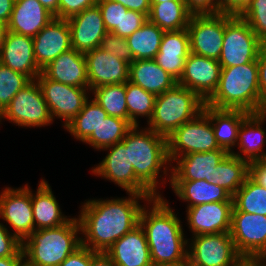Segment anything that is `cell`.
<instances>
[{
  "mask_svg": "<svg viewBox=\"0 0 266 266\" xmlns=\"http://www.w3.org/2000/svg\"><path fill=\"white\" fill-rule=\"evenodd\" d=\"M190 54V38L187 28L164 32L155 62L177 81L180 79L187 56Z\"/></svg>",
  "mask_w": 266,
  "mask_h": 266,
  "instance_id": "24",
  "label": "cell"
},
{
  "mask_svg": "<svg viewBox=\"0 0 266 266\" xmlns=\"http://www.w3.org/2000/svg\"><path fill=\"white\" fill-rule=\"evenodd\" d=\"M249 177L266 189V164L262 160L250 162Z\"/></svg>",
  "mask_w": 266,
  "mask_h": 266,
  "instance_id": "50",
  "label": "cell"
},
{
  "mask_svg": "<svg viewBox=\"0 0 266 266\" xmlns=\"http://www.w3.org/2000/svg\"><path fill=\"white\" fill-rule=\"evenodd\" d=\"M122 4L129 10L140 12L149 16L151 10L150 0H111Z\"/></svg>",
  "mask_w": 266,
  "mask_h": 266,
  "instance_id": "52",
  "label": "cell"
},
{
  "mask_svg": "<svg viewBox=\"0 0 266 266\" xmlns=\"http://www.w3.org/2000/svg\"><path fill=\"white\" fill-rule=\"evenodd\" d=\"M170 185L174 193L188 203L187 208L211 202H233V196L223 187L206 180L170 181Z\"/></svg>",
  "mask_w": 266,
  "mask_h": 266,
  "instance_id": "31",
  "label": "cell"
},
{
  "mask_svg": "<svg viewBox=\"0 0 266 266\" xmlns=\"http://www.w3.org/2000/svg\"><path fill=\"white\" fill-rule=\"evenodd\" d=\"M262 161L266 164V154H265L264 158L262 159Z\"/></svg>",
  "mask_w": 266,
  "mask_h": 266,
  "instance_id": "64",
  "label": "cell"
},
{
  "mask_svg": "<svg viewBox=\"0 0 266 266\" xmlns=\"http://www.w3.org/2000/svg\"><path fill=\"white\" fill-rule=\"evenodd\" d=\"M89 89L103 85L122 84L129 80V63L100 47L85 53Z\"/></svg>",
  "mask_w": 266,
  "mask_h": 266,
  "instance_id": "18",
  "label": "cell"
},
{
  "mask_svg": "<svg viewBox=\"0 0 266 266\" xmlns=\"http://www.w3.org/2000/svg\"><path fill=\"white\" fill-rule=\"evenodd\" d=\"M34 231L44 228H55L67 223L71 218L62 214L59 203L54 196L50 184L42 179L36 193L31 191Z\"/></svg>",
  "mask_w": 266,
  "mask_h": 266,
  "instance_id": "29",
  "label": "cell"
},
{
  "mask_svg": "<svg viewBox=\"0 0 266 266\" xmlns=\"http://www.w3.org/2000/svg\"><path fill=\"white\" fill-rule=\"evenodd\" d=\"M258 79L257 60L221 68L218 87L205 104L217 109L259 113L263 99L260 96Z\"/></svg>",
  "mask_w": 266,
  "mask_h": 266,
  "instance_id": "4",
  "label": "cell"
},
{
  "mask_svg": "<svg viewBox=\"0 0 266 266\" xmlns=\"http://www.w3.org/2000/svg\"><path fill=\"white\" fill-rule=\"evenodd\" d=\"M47 103L52 120H63L65 127L89 99V88L75 87L49 79L43 72L36 78ZM88 93V94H87Z\"/></svg>",
  "mask_w": 266,
  "mask_h": 266,
  "instance_id": "10",
  "label": "cell"
},
{
  "mask_svg": "<svg viewBox=\"0 0 266 266\" xmlns=\"http://www.w3.org/2000/svg\"><path fill=\"white\" fill-rule=\"evenodd\" d=\"M24 257L22 248L12 257L0 258V266H16L17 263Z\"/></svg>",
  "mask_w": 266,
  "mask_h": 266,
  "instance_id": "56",
  "label": "cell"
},
{
  "mask_svg": "<svg viewBox=\"0 0 266 266\" xmlns=\"http://www.w3.org/2000/svg\"><path fill=\"white\" fill-rule=\"evenodd\" d=\"M147 20L148 16L146 14L128 9L126 13H123L121 30H114L112 33L122 38H127L137 29H140Z\"/></svg>",
  "mask_w": 266,
  "mask_h": 266,
  "instance_id": "44",
  "label": "cell"
},
{
  "mask_svg": "<svg viewBox=\"0 0 266 266\" xmlns=\"http://www.w3.org/2000/svg\"><path fill=\"white\" fill-rule=\"evenodd\" d=\"M230 234L240 255L266 256V216L232 211Z\"/></svg>",
  "mask_w": 266,
  "mask_h": 266,
  "instance_id": "15",
  "label": "cell"
},
{
  "mask_svg": "<svg viewBox=\"0 0 266 266\" xmlns=\"http://www.w3.org/2000/svg\"><path fill=\"white\" fill-rule=\"evenodd\" d=\"M50 13L58 18V2L59 0H38Z\"/></svg>",
  "mask_w": 266,
  "mask_h": 266,
  "instance_id": "57",
  "label": "cell"
},
{
  "mask_svg": "<svg viewBox=\"0 0 266 266\" xmlns=\"http://www.w3.org/2000/svg\"><path fill=\"white\" fill-rule=\"evenodd\" d=\"M153 203V204H152ZM143 205L139 224L144 229L153 266L176 265L187 261L188 240L181 220L162 196ZM150 207V209L148 208Z\"/></svg>",
  "mask_w": 266,
  "mask_h": 266,
  "instance_id": "2",
  "label": "cell"
},
{
  "mask_svg": "<svg viewBox=\"0 0 266 266\" xmlns=\"http://www.w3.org/2000/svg\"><path fill=\"white\" fill-rule=\"evenodd\" d=\"M164 31L147 20L140 29L126 38L134 60L154 59L159 52Z\"/></svg>",
  "mask_w": 266,
  "mask_h": 266,
  "instance_id": "34",
  "label": "cell"
},
{
  "mask_svg": "<svg viewBox=\"0 0 266 266\" xmlns=\"http://www.w3.org/2000/svg\"><path fill=\"white\" fill-rule=\"evenodd\" d=\"M100 48L129 64L133 62V56L128 47L126 38L117 36L112 32L106 33L102 39Z\"/></svg>",
  "mask_w": 266,
  "mask_h": 266,
  "instance_id": "43",
  "label": "cell"
},
{
  "mask_svg": "<svg viewBox=\"0 0 266 266\" xmlns=\"http://www.w3.org/2000/svg\"><path fill=\"white\" fill-rule=\"evenodd\" d=\"M220 72L218 60L190 53L177 84L195 92L206 102L218 87Z\"/></svg>",
  "mask_w": 266,
  "mask_h": 266,
  "instance_id": "16",
  "label": "cell"
},
{
  "mask_svg": "<svg viewBox=\"0 0 266 266\" xmlns=\"http://www.w3.org/2000/svg\"><path fill=\"white\" fill-rule=\"evenodd\" d=\"M248 176L249 163L230 153L215 167L210 183L223 187L233 196Z\"/></svg>",
  "mask_w": 266,
  "mask_h": 266,
  "instance_id": "33",
  "label": "cell"
},
{
  "mask_svg": "<svg viewBox=\"0 0 266 266\" xmlns=\"http://www.w3.org/2000/svg\"><path fill=\"white\" fill-rule=\"evenodd\" d=\"M128 81L156 96L177 84V80L163 70L154 59L134 60L129 65Z\"/></svg>",
  "mask_w": 266,
  "mask_h": 266,
  "instance_id": "30",
  "label": "cell"
},
{
  "mask_svg": "<svg viewBox=\"0 0 266 266\" xmlns=\"http://www.w3.org/2000/svg\"><path fill=\"white\" fill-rule=\"evenodd\" d=\"M91 93L94 94L93 99L109 116L118 117L128 121L125 83L103 85L94 88Z\"/></svg>",
  "mask_w": 266,
  "mask_h": 266,
  "instance_id": "39",
  "label": "cell"
},
{
  "mask_svg": "<svg viewBox=\"0 0 266 266\" xmlns=\"http://www.w3.org/2000/svg\"><path fill=\"white\" fill-rule=\"evenodd\" d=\"M121 143L128 150L129 163L133 166L136 178L154 196H162L157 192V184H160L157 178L163 176H159L161 169H164L161 173L165 175L169 172L167 137L147 127L140 130L139 126H133Z\"/></svg>",
  "mask_w": 266,
  "mask_h": 266,
  "instance_id": "3",
  "label": "cell"
},
{
  "mask_svg": "<svg viewBox=\"0 0 266 266\" xmlns=\"http://www.w3.org/2000/svg\"><path fill=\"white\" fill-rule=\"evenodd\" d=\"M1 119L3 118H2V111L0 110V122H1Z\"/></svg>",
  "mask_w": 266,
  "mask_h": 266,
  "instance_id": "65",
  "label": "cell"
},
{
  "mask_svg": "<svg viewBox=\"0 0 266 266\" xmlns=\"http://www.w3.org/2000/svg\"><path fill=\"white\" fill-rule=\"evenodd\" d=\"M31 80L0 63V110L3 111L12 98Z\"/></svg>",
  "mask_w": 266,
  "mask_h": 266,
  "instance_id": "40",
  "label": "cell"
},
{
  "mask_svg": "<svg viewBox=\"0 0 266 266\" xmlns=\"http://www.w3.org/2000/svg\"><path fill=\"white\" fill-rule=\"evenodd\" d=\"M205 102L191 90L176 84L157 95L149 129L168 137L184 123L194 119L203 111Z\"/></svg>",
  "mask_w": 266,
  "mask_h": 266,
  "instance_id": "6",
  "label": "cell"
},
{
  "mask_svg": "<svg viewBox=\"0 0 266 266\" xmlns=\"http://www.w3.org/2000/svg\"><path fill=\"white\" fill-rule=\"evenodd\" d=\"M98 0H59L58 19H68L83 10L97 5Z\"/></svg>",
  "mask_w": 266,
  "mask_h": 266,
  "instance_id": "45",
  "label": "cell"
},
{
  "mask_svg": "<svg viewBox=\"0 0 266 266\" xmlns=\"http://www.w3.org/2000/svg\"><path fill=\"white\" fill-rule=\"evenodd\" d=\"M33 46L36 63L41 69L63 52L70 50L71 32L67 19L54 17L33 37Z\"/></svg>",
  "mask_w": 266,
  "mask_h": 266,
  "instance_id": "20",
  "label": "cell"
},
{
  "mask_svg": "<svg viewBox=\"0 0 266 266\" xmlns=\"http://www.w3.org/2000/svg\"><path fill=\"white\" fill-rule=\"evenodd\" d=\"M2 118L20 127H42L53 122L41 88L36 80H31L18 91L2 111Z\"/></svg>",
  "mask_w": 266,
  "mask_h": 266,
  "instance_id": "9",
  "label": "cell"
},
{
  "mask_svg": "<svg viewBox=\"0 0 266 266\" xmlns=\"http://www.w3.org/2000/svg\"><path fill=\"white\" fill-rule=\"evenodd\" d=\"M80 232L76 217L59 227L35 230L22 241L23 255L34 266H59L82 246Z\"/></svg>",
  "mask_w": 266,
  "mask_h": 266,
  "instance_id": "5",
  "label": "cell"
},
{
  "mask_svg": "<svg viewBox=\"0 0 266 266\" xmlns=\"http://www.w3.org/2000/svg\"><path fill=\"white\" fill-rule=\"evenodd\" d=\"M42 72L51 80L75 87L89 88L85 54L74 48L59 55L42 69Z\"/></svg>",
  "mask_w": 266,
  "mask_h": 266,
  "instance_id": "25",
  "label": "cell"
},
{
  "mask_svg": "<svg viewBox=\"0 0 266 266\" xmlns=\"http://www.w3.org/2000/svg\"><path fill=\"white\" fill-rule=\"evenodd\" d=\"M15 0H0V20L8 23Z\"/></svg>",
  "mask_w": 266,
  "mask_h": 266,
  "instance_id": "54",
  "label": "cell"
},
{
  "mask_svg": "<svg viewBox=\"0 0 266 266\" xmlns=\"http://www.w3.org/2000/svg\"><path fill=\"white\" fill-rule=\"evenodd\" d=\"M71 32V46L81 53L100 47L108 32L98 5L87 8L67 19Z\"/></svg>",
  "mask_w": 266,
  "mask_h": 266,
  "instance_id": "19",
  "label": "cell"
},
{
  "mask_svg": "<svg viewBox=\"0 0 266 266\" xmlns=\"http://www.w3.org/2000/svg\"><path fill=\"white\" fill-rule=\"evenodd\" d=\"M240 17L262 42L266 40V0H249L248 7Z\"/></svg>",
  "mask_w": 266,
  "mask_h": 266,
  "instance_id": "41",
  "label": "cell"
},
{
  "mask_svg": "<svg viewBox=\"0 0 266 266\" xmlns=\"http://www.w3.org/2000/svg\"><path fill=\"white\" fill-rule=\"evenodd\" d=\"M191 15H216L220 13V0H184Z\"/></svg>",
  "mask_w": 266,
  "mask_h": 266,
  "instance_id": "47",
  "label": "cell"
},
{
  "mask_svg": "<svg viewBox=\"0 0 266 266\" xmlns=\"http://www.w3.org/2000/svg\"><path fill=\"white\" fill-rule=\"evenodd\" d=\"M213 150L224 149L218 146L211 120L204 111L174 130L167 137V154L170 167H172V161L180 156Z\"/></svg>",
  "mask_w": 266,
  "mask_h": 266,
  "instance_id": "8",
  "label": "cell"
},
{
  "mask_svg": "<svg viewBox=\"0 0 266 266\" xmlns=\"http://www.w3.org/2000/svg\"><path fill=\"white\" fill-rule=\"evenodd\" d=\"M0 217L13 228V234L22 242L34 231L31 190L6 187L0 194Z\"/></svg>",
  "mask_w": 266,
  "mask_h": 266,
  "instance_id": "14",
  "label": "cell"
},
{
  "mask_svg": "<svg viewBox=\"0 0 266 266\" xmlns=\"http://www.w3.org/2000/svg\"><path fill=\"white\" fill-rule=\"evenodd\" d=\"M22 248V242L0 223V258L12 257Z\"/></svg>",
  "mask_w": 266,
  "mask_h": 266,
  "instance_id": "46",
  "label": "cell"
},
{
  "mask_svg": "<svg viewBox=\"0 0 266 266\" xmlns=\"http://www.w3.org/2000/svg\"><path fill=\"white\" fill-rule=\"evenodd\" d=\"M128 198L94 199L83 203L78 217L82 246L95 252H106L114 242L139 225L143 206L138 200L149 201L146 195L128 193Z\"/></svg>",
  "mask_w": 266,
  "mask_h": 266,
  "instance_id": "1",
  "label": "cell"
},
{
  "mask_svg": "<svg viewBox=\"0 0 266 266\" xmlns=\"http://www.w3.org/2000/svg\"><path fill=\"white\" fill-rule=\"evenodd\" d=\"M90 248L81 246L69 255L59 266H90L92 258L97 254Z\"/></svg>",
  "mask_w": 266,
  "mask_h": 266,
  "instance_id": "48",
  "label": "cell"
},
{
  "mask_svg": "<svg viewBox=\"0 0 266 266\" xmlns=\"http://www.w3.org/2000/svg\"><path fill=\"white\" fill-rule=\"evenodd\" d=\"M126 105L128 108V122L132 126H139L138 117H146L150 121L155 106L156 95L145 91L130 81L125 83Z\"/></svg>",
  "mask_w": 266,
  "mask_h": 266,
  "instance_id": "38",
  "label": "cell"
},
{
  "mask_svg": "<svg viewBox=\"0 0 266 266\" xmlns=\"http://www.w3.org/2000/svg\"><path fill=\"white\" fill-rule=\"evenodd\" d=\"M168 1H184V0H150V4H158V3L168 2Z\"/></svg>",
  "mask_w": 266,
  "mask_h": 266,
  "instance_id": "61",
  "label": "cell"
},
{
  "mask_svg": "<svg viewBox=\"0 0 266 266\" xmlns=\"http://www.w3.org/2000/svg\"><path fill=\"white\" fill-rule=\"evenodd\" d=\"M187 30L190 53L219 60L225 33V14L191 15Z\"/></svg>",
  "mask_w": 266,
  "mask_h": 266,
  "instance_id": "12",
  "label": "cell"
},
{
  "mask_svg": "<svg viewBox=\"0 0 266 266\" xmlns=\"http://www.w3.org/2000/svg\"><path fill=\"white\" fill-rule=\"evenodd\" d=\"M7 32H8L7 23L0 20V53H1Z\"/></svg>",
  "mask_w": 266,
  "mask_h": 266,
  "instance_id": "58",
  "label": "cell"
},
{
  "mask_svg": "<svg viewBox=\"0 0 266 266\" xmlns=\"http://www.w3.org/2000/svg\"><path fill=\"white\" fill-rule=\"evenodd\" d=\"M229 153L225 150H213L208 152L191 153L178 157L177 164L169 170V181H195L206 180L210 182L215 167Z\"/></svg>",
  "mask_w": 266,
  "mask_h": 266,
  "instance_id": "22",
  "label": "cell"
},
{
  "mask_svg": "<svg viewBox=\"0 0 266 266\" xmlns=\"http://www.w3.org/2000/svg\"><path fill=\"white\" fill-rule=\"evenodd\" d=\"M233 202H211L188 207L187 224L192 235L230 233Z\"/></svg>",
  "mask_w": 266,
  "mask_h": 266,
  "instance_id": "17",
  "label": "cell"
},
{
  "mask_svg": "<svg viewBox=\"0 0 266 266\" xmlns=\"http://www.w3.org/2000/svg\"><path fill=\"white\" fill-rule=\"evenodd\" d=\"M190 17L185 1H168L151 4L148 20L164 32H169L186 29Z\"/></svg>",
  "mask_w": 266,
  "mask_h": 266,
  "instance_id": "32",
  "label": "cell"
},
{
  "mask_svg": "<svg viewBox=\"0 0 266 266\" xmlns=\"http://www.w3.org/2000/svg\"><path fill=\"white\" fill-rule=\"evenodd\" d=\"M249 0H220V13L240 16L248 7Z\"/></svg>",
  "mask_w": 266,
  "mask_h": 266,
  "instance_id": "49",
  "label": "cell"
},
{
  "mask_svg": "<svg viewBox=\"0 0 266 266\" xmlns=\"http://www.w3.org/2000/svg\"><path fill=\"white\" fill-rule=\"evenodd\" d=\"M116 266H153L144 229L136 226L105 252Z\"/></svg>",
  "mask_w": 266,
  "mask_h": 266,
  "instance_id": "23",
  "label": "cell"
},
{
  "mask_svg": "<svg viewBox=\"0 0 266 266\" xmlns=\"http://www.w3.org/2000/svg\"><path fill=\"white\" fill-rule=\"evenodd\" d=\"M265 121L260 113H250L238 130L237 146L240 148V154L235 153L234 149L231 154L248 163L262 160L266 154L263 150L266 145V132L262 127Z\"/></svg>",
  "mask_w": 266,
  "mask_h": 266,
  "instance_id": "27",
  "label": "cell"
},
{
  "mask_svg": "<svg viewBox=\"0 0 266 266\" xmlns=\"http://www.w3.org/2000/svg\"><path fill=\"white\" fill-rule=\"evenodd\" d=\"M259 113L262 115L264 119H266V98L263 99Z\"/></svg>",
  "mask_w": 266,
  "mask_h": 266,
  "instance_id": "59",
  "label": "cell"
},
{
  "mask_svg": "<svg viewBox=\"0 0 266 266\" xmlns=\"http://www.w3.org/2000/svg\"><path fill=\"white\" fill-rule=\"evenodd\" d=\"M188 241L190 266H231L240 256L230 233L195 235Z\"/></svg>",
  "mask_w": 266,
  "mask_h": 266,
  "instance_id": "11",
  "label": "cell"
},
{
  "mask_svg": "<svg viewBox=\"0 0 266 266\" xmlns=\"http://www.w3.org/2000/svg\"><path fill=\"white\" fill-rule=\"evenodd\" d=\"M163 266H190L188 261L186 262H182V263H179V264H176V265H163Z\"/></svg>",
  "mask_w": 266,
  "mask_h": 266,
  "instance_id": "62",
  "label": "cell"
},
{
  "mask_svg": "<svg viewBox=\"0 0 266 266\" xmlns=\"http://www.w3.org/2000/svg\"><path fill=\"white\" fill-rule=\"evenodd\" d=\"M90 266H116V265L105 252H98L92 258Z\"/></svg>",
  "mask_w": 266,
  "mask_h": 266,
  "instance_id": "55",
  "label": "cell"
},
{
  "mask_svg": "<svg viewBox=\"0 0 266 266\" xmlns=\"http://www.w3.org/2000/svg\"><path fill=\"white\" fill-rule=\"evenodd\" d=\"M97 5L100 8L107 31L121 30L123 13H126L128 9L122 4L111 0H98Z\"/></svg>",
  "mask_w": 266,
  "mask_h": 266,
  "instance_id": "42",
  "label": "cell"
},
{
  "mask_svg": "<svg viewBox=\"0 0 266 266\" xmlns=\"http://www.w3.org/2000/svg\"><path fill=\"white\" fill-rule=\"evenodd\" d=\"M263 48L266 50V40L262 42Z\"/></svg>",
  "mask_w": 266,
  "mask_h": 266,
  "instance_id": "63",
  "label": "cell"
},
{
  "mask_svg": "<svg viewBox=\"0 0 266 266\" xmlns=\"http://www.w3.org/2000/svg\"><path fill=\"white\" fill-rule=\"evenodd\" d=\"M232 198V211L266 216V189L254 182L249 176Z\"/></svg>",
  "mask_w": 266,
  "mask_h": 266,
  "instance_id": "36",
  "label": "cell"
},
{
  "mask_svg": "<svg viewBox=\"0 0 266 266\" xmlns=\"http://www.w3.org/2000/svg\"><path fill=\"white\" fill-rule=\"evenodd\" d=\"M0 63L26 75L30 80L42 72L34 57L33 37L8 31L0 53Z\"/></svg>",
  "mask_w": 266,
  "mask_h": 266,
  "instance_id": "21",
  "label": "cell"
},
{
  "mask_svg": "<svg viewBox=\"0 0 266 266\" xmlns=\"http://www.w3.org/2000/svg\"><path fill=\"white\" fill-rule=\"evenodd\" d=\"M16 266H34L31 262H29L25 257H23Z\"/></svg>",
  "mask_w": 266,
  "mask_h": 266,
  "instance_id": "60",
  "label": "cell"
},
{
  "mask_svg": "<svg viewBox=\"0 0 266 266\" xmlns=\"http://www.w3.org/2000/svg\"><path fill=\"white\" fill-rule=\"evenodd\" d=\"M203 111L211 120L218 146L229 154L237 145L238 130L242 121L250 114L243 110L217 109L204 104Z\"/></svg>",
  "mask_w": 266,
  "mask_h": 266,
  "instance_id": "28",
  "label": "cell"
},
{
  "mask_svg": "<svg viewBox=\"0 0 266 266\" xmlns=\"http://www.w3.org/2000/svg\"><path fill=\"white\" fill-rule=\"evenodd\" d=\"M53 18L38 0H15L7 27L8 31L35 37Z\"/></svg>",
  "mask_w": 266,
  "mask_h": 266,
  "instance_id": "26",
  "label": "cell"
},
{
  "mask_svg": "<svg viewBox=\"0 0 266 266\" xmlns=\"http://www.w3.org/2000/svg\"><path fill=\"white\" fill-rule=\"evenodd\" d=\"M231 266H266V256L240 255Z\"/></svg>",
  "mask_w": 266,
  "mask_h": 266,
  "instance_id": "53",
  "label": "cell"
},
{
  "mask_svg": "<svg viewBox=\"0 0 266 266\" xmlns=\"http://www.w3.org/2000/svg\"><path fill=\"white\" fill-rule=\"evenodd\" d=\"M108 116L107 112L92 98L82 110L64 127L79 141L85 142Z\"/></svg>",
  "mask_w": 266,
  "mask_h": 266,
  "instance_id": "35",
  "label": "cell"
},
{
  "mask_svg": "<svg viewBox=\"0 0 266 266\" xmlns=\"http://www.w3.org/2000/svg\"><path fill=\"white\" fill-rule=\"evenodd\" d=\"M102 150H108V154L92 172L111 180L114 184L126 190L127 193L146 195L150 199L155 196L136 178L132 164L129 163L128 150L120 142Z\"/></svg>",
  "mask_w": 266,
  "mask_h": 266,
  "instance_id": "13",
  "label": "cell"
},
{
  "mask_svg": "<svg viewBox=\"0 0 266 266\" xmlns=\"http://www.w3.org/2000/svg\"><path fill=\"white\" fill-rule=\"evenodd\" d=\"M258 65V86L262 99L266 98V50L262 47L257 58Z\"/></svg>",
  "mask_w": 266,
  "mask_h": 266,
  "instance_id": "51",
  "label": "cell"
},
{
  "mask_svg": "<svg viewBox=\"0 0 266 266\" xmlns=\"http://www.w3.org/2000/svg\"><path fill=\"white\" fill-rule=\"evenodd\" d=\"M262 41L240 16L225 14V33L220 53L221 68L239 66L257 60Z\"/></svg>",
  "mask_w": 266,
  "mask_h": 266,
  "instance_id": "7",
  "label": "cell"
},
{
  "mask_svg": "<svg viewBox=\"0 0 266 266\" xmlns=\"http://www.w3.org/2000/svg\"><path fill=\"white\" fill-rule=\"evenodd\" d=\"M132 127L127 120L108 115L84 143L102 150L120 143Z\"/></svg>",
  "mask_w": 266,
  "mask_h": 266,
  "instance_id": "37",
  "label": "cell"
}]
</instances>
